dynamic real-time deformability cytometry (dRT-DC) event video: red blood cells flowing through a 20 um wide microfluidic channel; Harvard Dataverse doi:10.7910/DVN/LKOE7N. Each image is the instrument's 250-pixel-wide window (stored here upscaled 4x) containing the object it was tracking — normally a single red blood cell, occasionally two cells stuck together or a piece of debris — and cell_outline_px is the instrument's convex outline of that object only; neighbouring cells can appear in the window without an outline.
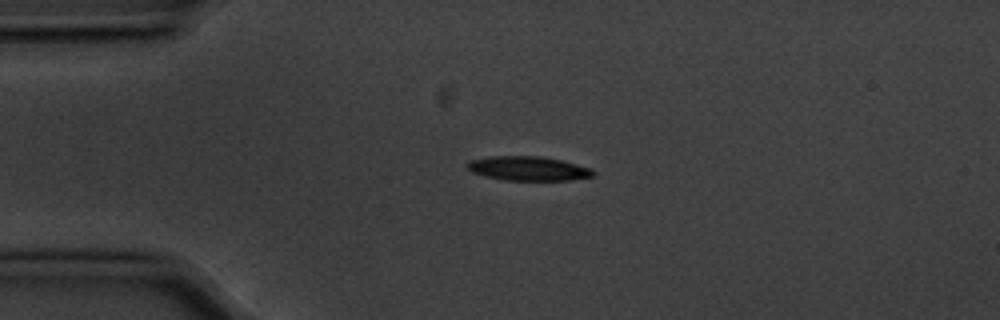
{"species": "common noctule bat (a hibernating species)", "species_latin": "Nyctalus noctula", "temperature_condition": "cold", "stored_images_in_passage": 3, "camera_frame_rate_fps": 3000, "um_per_image_px": 0.085, "animal": {"sex": "male", "body_mass_g": 20.1, "forearm_length_mm": 53.5}, "frame": {"image": 1, "passage_image": 2, "time_ms": 0.333, "image_size_px": [1000, 320], "cell_outline_px": [[596, 172], [592, 176], [568, 180], [504, 180], [472, 172], [464, 164], [472, 160], [492, 156], [540, 156], [560, 160], [592, 168]], "centroid_in_image_um": [44.91, 14.32], "position_along_channel_um": 40.1, "area_um2": 17.57}}